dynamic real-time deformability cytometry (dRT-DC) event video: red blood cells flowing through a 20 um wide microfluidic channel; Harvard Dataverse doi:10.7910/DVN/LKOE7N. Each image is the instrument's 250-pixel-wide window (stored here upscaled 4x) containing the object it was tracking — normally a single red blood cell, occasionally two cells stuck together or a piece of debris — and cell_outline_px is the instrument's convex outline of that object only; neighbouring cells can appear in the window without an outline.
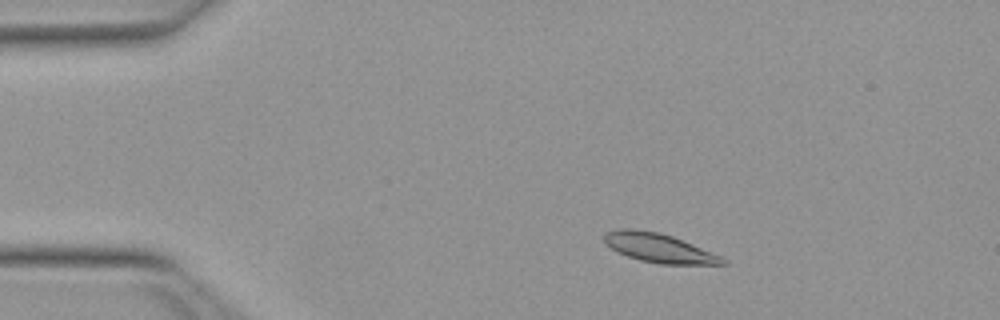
{"species": "Egyptian fruit bat (a non-hibernating species)", "species_latin": "Rousettus aegyptiacus", "temperature_condition": "warm", "stored_images_in_passage": 50, "camera_frame_rate_fps": 3000, "um_per_image_px": 0.085, "animal": {"sex": "female"}, "frame": {"image": 1, "passage_image": 7, "time_ms": 2.0, "image_size_px": [1000, 320], "cell_outline_px": [[728, 264], [660, 264], [640, 260], [616, 252], [604, 244], [604, 232], [620, 228], [632, 228], [660, 232], [672, 236], [692, 244], [720, 256], [728, 260]], "centroid_in_image_um": [55.95, 21.06], "position_along_channel_um": 29.0, "area_um2": 20.11}}
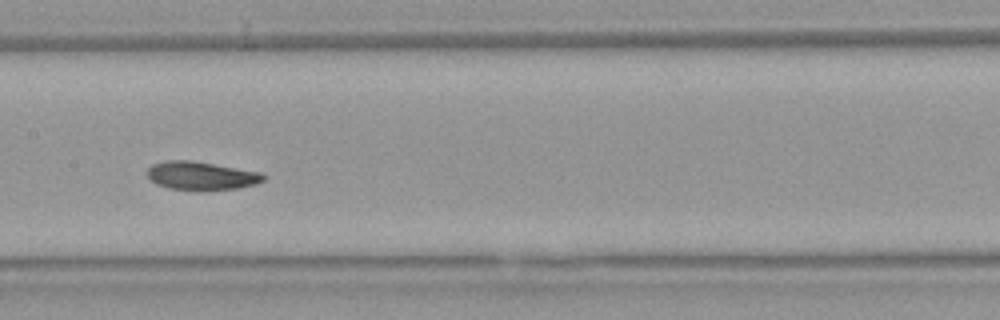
{"frame": {"image": 2, "passage_image": 24, "time_ms": 7.667, "image_size_px": [1000, 320], "cell_outline_px": [[268, 176], [264, 180], [256, 184], [240, 188], [196, 192], [168, 188], [156, 184], [148, 176], [148, 168], [152, 164], [164, 160], [192, 160], [264, 172]], "centroid_in_image_um": [17.16, 14.95], "position_along_channel_um": 190.2, "area_um2": 19.94}}
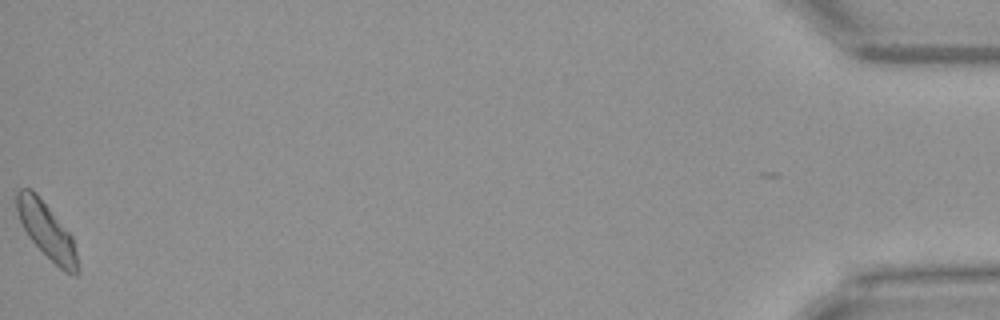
{"frame": {"image": 3, "passage_image": 50, "time_ms": 16.333, "image_size_px": [1000, 320], "cell_outline_px": [[80, 272], [76, 276], [72, 276], [64, 272], [28, 236], [20, 220], [16, 208], [16, 192], [20, 188], [32, 188], [36, 192], [72, 236], [76, 252]], "centroid_in_image_um": [3.98, 19.6], "position_along_channel_um": 431.2, "area_um2": 19.59}, "authors_computed_cell_mechanics": {"area_um2": 19.363, "velocity_mm_per_s": 3.941, "shape_relaxation_time_tau1_ms": 5.8936, "shape_relaxation_time_tau2_ms": 5.1273, "deformation_change_tau1": 0.1347, "deformation_change_tau2": 0.0786}}